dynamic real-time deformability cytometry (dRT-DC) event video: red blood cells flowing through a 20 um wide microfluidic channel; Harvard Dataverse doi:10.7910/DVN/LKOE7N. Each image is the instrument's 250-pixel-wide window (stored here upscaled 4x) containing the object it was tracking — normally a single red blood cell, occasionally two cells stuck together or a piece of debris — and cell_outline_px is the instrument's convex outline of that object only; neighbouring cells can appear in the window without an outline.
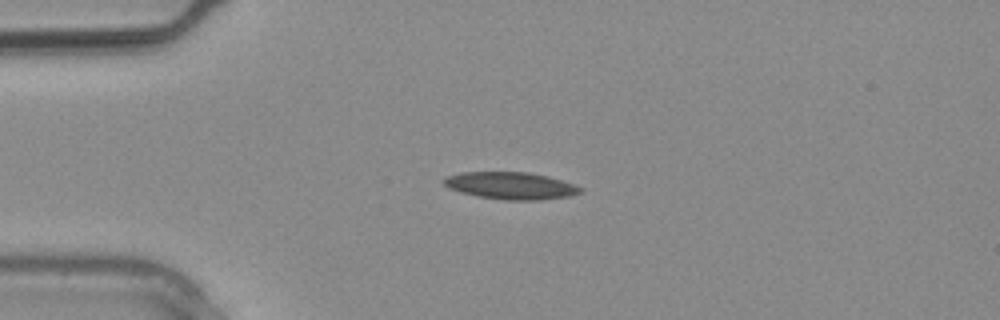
{"species": "common noctule bat (a hibernating species)", "species_latin": "Nyctalus noctula", "temperature_condition": "warm", "stored_images_in_passage": 1, "camera_frame_rate_fps": 3000, "um_per_image_px": 0.085, "animal": {"sex": "male", "body_mass_g": 20.4}, "frame": {"image": 1, "passage_image": 1, "time_ms": 0.0, "image_size_px": [1000, 320], "cell_outline_px": [[584, 188], [580, 192], [568, 196], [540, 200], [504, 200], [476, 196], [460, 192], [448, 188], [440, 180], [448, 176], [460, 172], [528, 172], [548, 176]], "centroid_in_image_um": [43.36, 15.78], "position_along_channel_um": 41.6, "area_um2": 21.62}}